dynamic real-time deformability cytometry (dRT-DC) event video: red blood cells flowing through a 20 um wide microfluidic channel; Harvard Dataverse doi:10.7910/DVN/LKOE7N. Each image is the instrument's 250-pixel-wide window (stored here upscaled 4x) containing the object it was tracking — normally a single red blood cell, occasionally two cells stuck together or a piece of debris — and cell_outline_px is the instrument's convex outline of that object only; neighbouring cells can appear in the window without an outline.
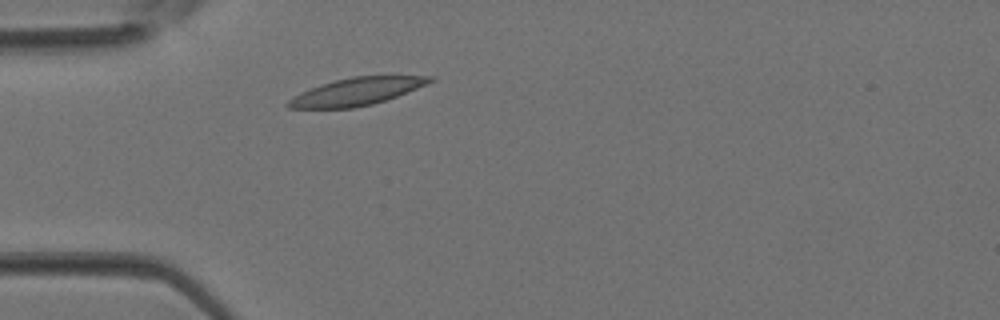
{"species": "Egyptian fruit bat (a non-hibernating species)", "species_latin": "Rousettus aegyptiacus", "temperature_condition": "room temperature", "stored_images_in_passage": 2, "camera_frame_rate_fps": 3000, "um_per_image_px": 0.085, "animal": {"sex": "female"}, "frame": {"image": 1, "passage_image": 2, "time_ms": 0.333, "image_size_px": [1000, 320], "cell_outline_px": [[436, 80], [396, 96], [372, 104], [352, 108], [288, 108], [284, 104], [288, 100], [300, 92], [336, 80], [352, 76], [436, 76]], "centroid_in_image_um": [30.3, 7.78], "position_along_channel_um": 54.7, "area_um2": 22.31}}